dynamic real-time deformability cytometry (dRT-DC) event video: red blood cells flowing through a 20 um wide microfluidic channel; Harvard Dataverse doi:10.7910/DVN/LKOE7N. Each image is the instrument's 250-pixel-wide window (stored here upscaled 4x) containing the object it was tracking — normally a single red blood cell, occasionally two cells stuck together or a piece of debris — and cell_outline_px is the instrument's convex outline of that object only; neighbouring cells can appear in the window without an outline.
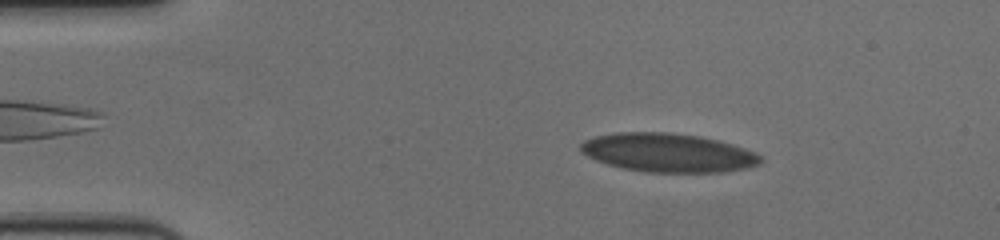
{"species": "human", "species_latin": "Homo sapiens", "temperature_condition": "cold", "stored_images_in_passage": 58, "camera_frame_rate_fps": 3000, "um_per_image_px": 0.085, "donor": {"sex": "female"}, "frame": {"image": 1, "passage_image": 9, "time_ms": 2.667, "image_size_px": [1000, 240], "cell_outline_px": [[764, 160], [760, 164], [748, 168], [724, 172], [644, 172], [624, 168], [608, 164], [596, 160], [580, 152], [580, 144], [584, 140], [596, 136], [616, 132], [668, 132], [700, 136], [732, 144], [756, 152]], "centroid_in_image_um": [56.8, 12.98], "position_along_channel_um": 28.2, "area_um2": 40.75}}
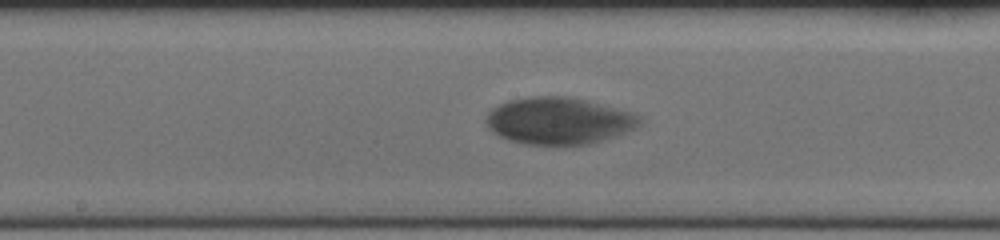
{"frame": {"image": 2, "passage_image": 30, "time_ms": 9.667, "image_size_px": [1000, 240], "cell_outline_px": [[640, 124], [636, 128], [588, 144], [524, 144], [508, 140], [492, 132], [488, 128], [484, 120], [488, 112], [492, 108], [508, 100], [540, 96], [564, 96], [584, 100], [632, 112], [640, 116]], "centroid_in_image_um": [47.44, 10.26], "position_along_channel_um": 200.8, "area_um2": 41.5}}
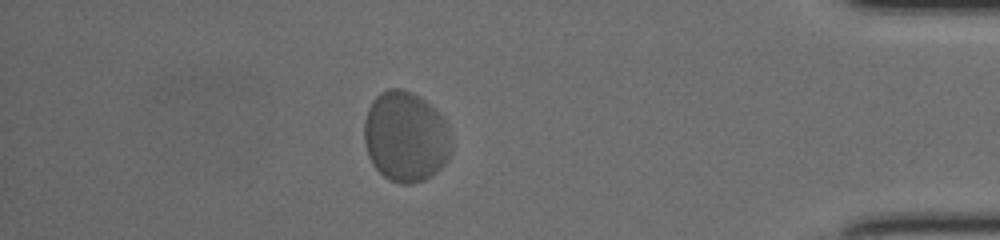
{"frame": {"image": 3, "passage_image": 51, "time_ms": 16.667, "image_size_px": [1000, 240], "cell_outline_px": [[452, 144], [448, 156], [444, 164], [432, 176], [424, 180], [412, 184], [400, 184], [388, 180], [372, 164], [368, 156], [364, 140], [364, 120], [368, 108], [372, 100], [380, 92], [388, 88], [400, 88], [412, 92], [424, 100], [444, 120]], "centroid_in_image_um": [34.44, 11.63], "position_along_channel_um": 400.8, "area_um2": 45.95}, "authors_computed_cell_mechanics": {"area_um2": 41.2403, "velocity_mm_per_s": 3.4191, "shape_relaxation_time_tau1_ms": 5.0176, "shape_relaxation_time_tau2_ms": null, "deformation_change_tau1": 0.2088, "deformation_change_tau2": null}}